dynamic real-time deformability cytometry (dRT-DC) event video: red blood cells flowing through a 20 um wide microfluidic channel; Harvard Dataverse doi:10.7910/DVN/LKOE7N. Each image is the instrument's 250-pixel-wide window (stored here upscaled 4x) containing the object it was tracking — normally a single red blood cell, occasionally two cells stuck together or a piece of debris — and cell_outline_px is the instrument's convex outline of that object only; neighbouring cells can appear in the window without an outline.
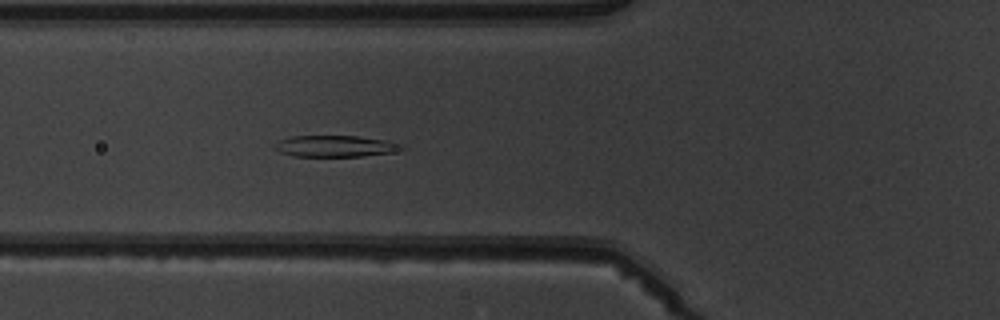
{"species": "common noctule bat (a hibernating species)", "species_latin": "Nyctalus noctula", "temperature_condition": "warm", "stored_images_in_passage": 4, "camera_frame_rate_fps": 3000, "um_per_image_px": 0.085, "animal": {"sex": "male", "body_mass_g": 19.5, "forearm_length_mm": 54.6}, "frame": {"image": 1, "passage_image": 4, "time_ms": 4.333, "image_size_px": [1000, 320], "cell_outline_px": [[404, 148], [392, 152], [364, 156], [292, 156], [280, 152], [272, 148], [272, 144], [280, 140], [292, 136], [356, 136], [384, 140], [404, 144]], "centroid_in_image_um": [28.45, 12.42], "position_along_channel_um": 97.3, "area_um2": 15.84}}